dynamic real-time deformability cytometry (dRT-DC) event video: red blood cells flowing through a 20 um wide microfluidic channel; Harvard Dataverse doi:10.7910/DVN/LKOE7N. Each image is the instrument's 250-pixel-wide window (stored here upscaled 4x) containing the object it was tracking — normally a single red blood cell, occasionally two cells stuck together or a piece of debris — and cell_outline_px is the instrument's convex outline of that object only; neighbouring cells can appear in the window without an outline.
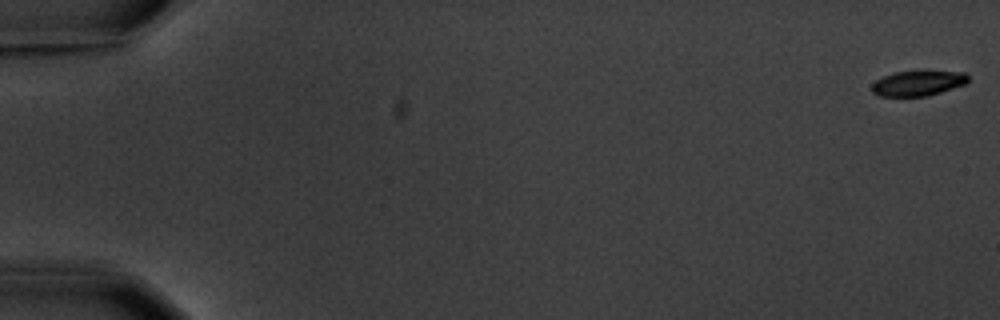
{"species": "common noctule bat (a hibernating species)", "species_latin": "Nyctalus noctula", "temperature_condition": "warm", "stored_images_in_passage": 5, "camera_frame_rate_fps": 3000, "um_per_image_px": 0.085, "animal": {"sex": "male", "body_mass_g": 20.1, "forearm_length_mm": 53.5}, "frame": {"image": 1, "passage_image": 1, "time_ms": 0.0, "image_size_px": [1000, 320], "cell_outline_px": [[968, 80], [964, 84], [928, 96], [880, 96], [872, 92], [872, 84], [876, 80], [884, 76], [896, 72], [964, 72], [968, 76]], "centroid_in_image_um": [77.99, 7.09], "position_along_channel_um": 7.0, "area_um2": 13.7}}
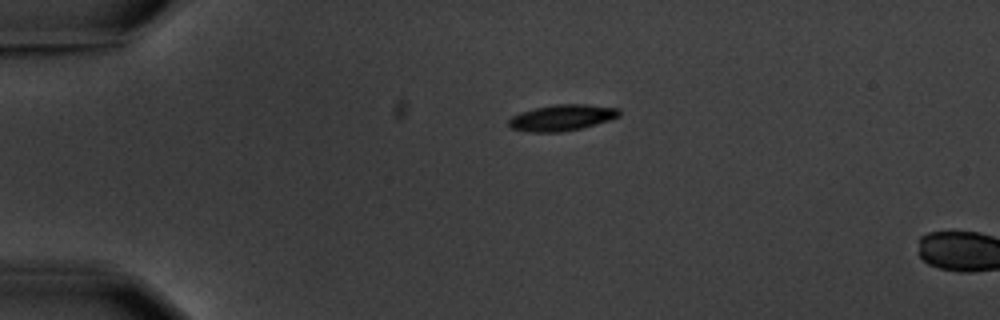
{"frame": {"image": 2, "passage_image": 4, "time_ms": 4.333, "image_size_px": [1000, 320], "cell_outline_px": [[620, 116], [596, 124], [580, 128], [560, 132], [532, 132], [508, 128], [508, 120], [512, 116], [520, 112], [552, 104], [588, 104], [620, 108]], "centroid_in_image_um": [47.75, 9.99], "position_along_channel_um": 37.3, "area_um2": 16.88}}